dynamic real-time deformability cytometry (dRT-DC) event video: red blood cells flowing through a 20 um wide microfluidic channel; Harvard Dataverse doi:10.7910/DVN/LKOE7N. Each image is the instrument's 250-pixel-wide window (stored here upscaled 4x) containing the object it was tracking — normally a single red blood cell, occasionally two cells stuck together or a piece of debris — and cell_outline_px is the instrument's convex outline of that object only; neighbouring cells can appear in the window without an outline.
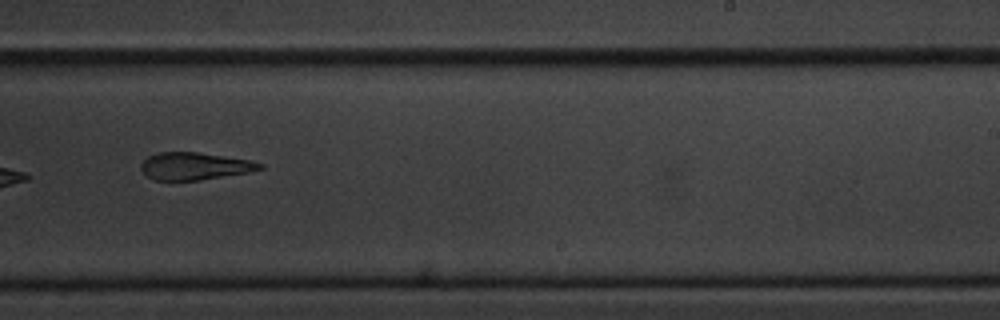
{"species": "common noctule bat (a hibernating species)", "species_latin": "Nyctalus noctula", "temperature_condition": "cold", "stored_images_in_passage": 17, "camera_frame_rate_fps": 3000, "um_per_image_px": 0.085, "animal": {"sex": "male", "body_mass_g": 20.1, "forearm_length_mm": 53.5}, "frame": {"image": 1, "passage_image": 12, "time_ms": 14.0, "image_size_px": [1000, 320], "cell_outline_px": [[264, 168], [248, 172], [200, 180], [152, 180], [140, 168], [140, 164], [148, 156], [160, 152], [196, 152], [248, 160], [264, 164]], "centroid_in_image_um": [16.51, 14.12], "position_along_channel_um": 272.5, "area_um2": 18.73}, "authors_computed_cell_mechanics": {"area_um2": 19.941, "velocity_mm_per_s": 2.8156, "shape_relaxation_time_tau1_ms": 0.137, "shape_relaxation_time_tau2_ms": null, "deformation_change_tau1": 0.1242, "deformation_change_tau2": null}}